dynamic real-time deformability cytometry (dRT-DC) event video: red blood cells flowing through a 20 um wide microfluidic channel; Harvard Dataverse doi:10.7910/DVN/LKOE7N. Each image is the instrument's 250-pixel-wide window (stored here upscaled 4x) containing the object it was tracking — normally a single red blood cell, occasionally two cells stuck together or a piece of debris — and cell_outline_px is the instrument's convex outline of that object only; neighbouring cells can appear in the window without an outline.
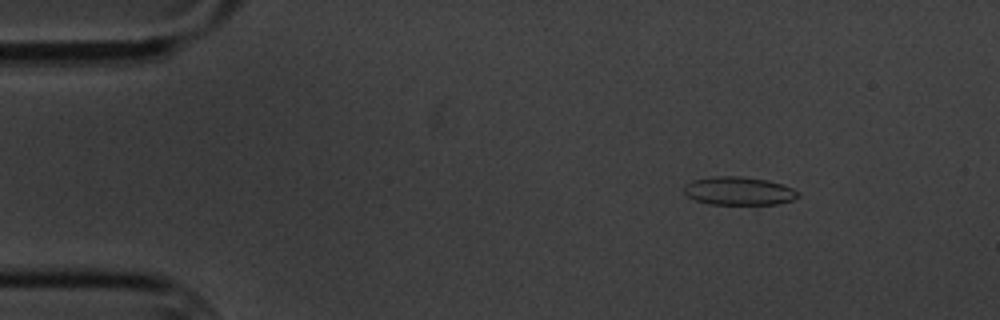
{"species": "common noctule bat (a hibernating species)", "species_latin": "Nyctalus noctula", "temperature_condition": "cold", "stored_images_in_passage": 7, "camera_frame_rate_fps": 3000, "um_per_image_px": 0.085, "animal": {"sex": "male", "body_mass_g": 20.1, "forearm_length_mm": 53.5}, "frame": {"image": 1, "passage_image": 2, "time_ms": 1.333, "image_size_px": [1000, 320], "cell_outline_px": [[800, 196], [792, 200], [780, 204], [708, 204], [696, 200], [688, 196], [684, 192], [684, 184], [692, 180], [712, 176], [744, 176], [768, 180], [792, 188], [800, 192]], "centroid_in_image_um": [62.8, 16.22], "position_along_channel_um": 22.2, "area_um2": 18.96}}
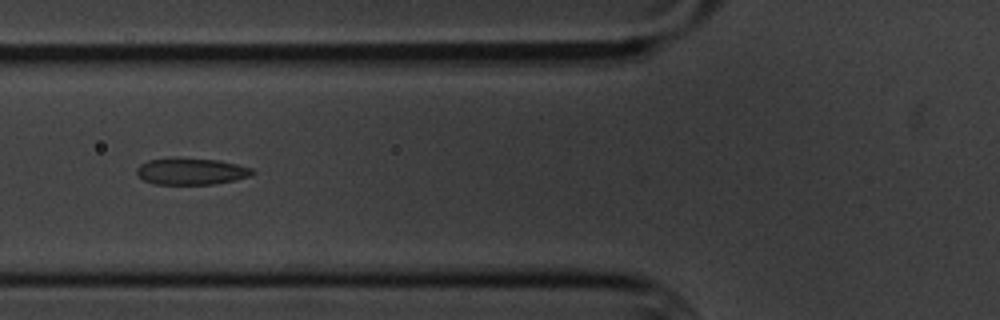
{"frame": {"image": 2, "passage_image": 6, "time_ms": 6.0, "image_size_px": [1000, 320], "cell_outline_px": [[256, 172], [252, 176], [236, 180], [212, 184], [156, 184], [144, 180], [136, 172], [136, 168], [140, 164], [148, 160], [220, 160], [252, 168]], "centroid_in_image_um": [16.32, 14.6], "position_along_channel_um": 109.5, "area_um2": 17.34}}
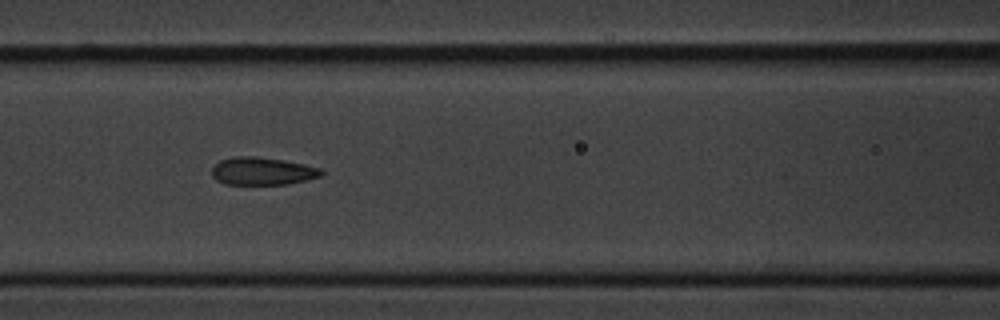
{"frame": {"image": 3, "passage_image": 7, "time_ms": 7.0, "image_size_px": [1000, 320], "cell_outline_px": [[324, 172], [320, 176], [308, 180], [288, 184], [224, 184], [216, 180], [212, 176], [212, 168], [220, 160], [236, 156], [256, 156], [284, 160], [304, 164], [320, 168]], "centroid_in_image_um": [22.3, 14.55], "position_along_channel_um": 144.3, "area_um2": 17.74}}